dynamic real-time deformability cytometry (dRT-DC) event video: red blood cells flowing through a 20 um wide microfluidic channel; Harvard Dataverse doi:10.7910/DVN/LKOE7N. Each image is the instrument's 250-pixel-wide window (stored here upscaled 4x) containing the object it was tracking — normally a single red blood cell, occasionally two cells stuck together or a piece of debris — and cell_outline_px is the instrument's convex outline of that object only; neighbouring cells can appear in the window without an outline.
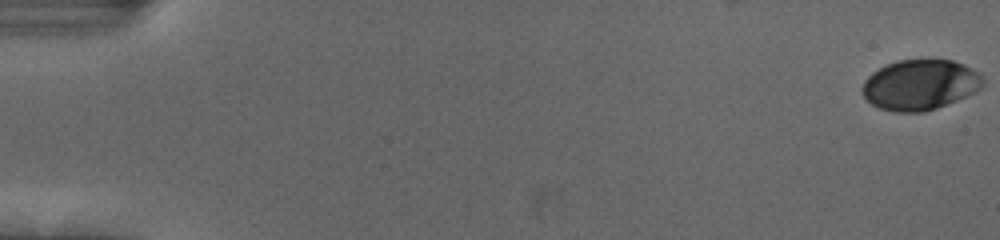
{"species": "human", "species_latin": "Homo sapiens", "temperature_condition": "cold", "stored_images_in_passage": 56, "camera_frame_rate_fps": 3000, "um_per_image_px": 0.085, "donor": {"sex": "female"}, "frame": {"image": 1, "passage_image": 1, "time_ms": 0.0, "image_size_px": [1000, 240], "cell_outline_px": [[984, 84], [980, 88], [956, 100], [936, 108], [924, 112], [896, 112], [880, 108], [872, 104], [864, 96], [860, 88], [864, 80], [872, 72], [884, 64], [896, 60], [952, 60], [964, 64], [976, 72], [984, 80]], "centroid_in_image_um": [78.15, 7.2], "position_along_channel_um": 6.9, "area_um2": 35.26}}
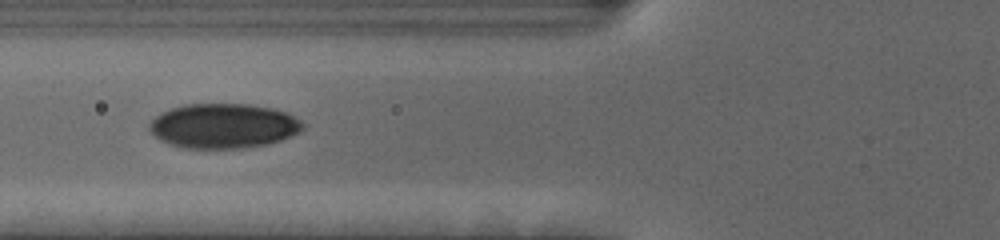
{"frame": {"image": 2, "passage_image": 23, "time_ms": 7.333, "image_size_px": [1000, 240], "cell_outline_px": [[304, 128], [300, 132], [280, 140], [264, 144], [240, 148], [184, 148], [168, 144], [160, 140], [148, 128], [148, 124], [156, 116], [172, 108], [184, 104], [248, 104], [272, 108], [288, 112], [300, 120], [304, 124]], "centroid_in_image_um": [19.0, 10.69], "position_along_channel_um": 106.8, "area_um2": 39.88}}
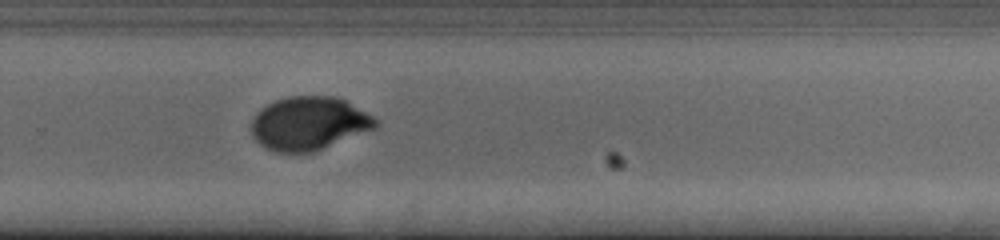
{"frame": {"image": 3, "passage_image": 39, "time_ms": 12.667, "image_size_px": [1000, 240], "cell_outline_px": [[380, 124], [376, 128], [312, 152], [276, 152], [264, 148], [252, 136], [252, 120], [256, 112], [260, 108], [276, 100], [288, 96], [336, 96], [344, 100], [380, 120]], "centroid_in_image_um": [26.25, 10.48], "position_along_channel_um": 303.5, "area_um2": 38.61}, "authors_computed_cell_mechanics": {"area_um2": 38.3503, "velocity_mm_per_s": 3.6973, "shape_relaxation_time_tau1_ms": 3.9628, "shape_relaxation_time_tau2_ms": null, "deformation_change_tau1": 0.1503, "deformation_change_tau2": null}}